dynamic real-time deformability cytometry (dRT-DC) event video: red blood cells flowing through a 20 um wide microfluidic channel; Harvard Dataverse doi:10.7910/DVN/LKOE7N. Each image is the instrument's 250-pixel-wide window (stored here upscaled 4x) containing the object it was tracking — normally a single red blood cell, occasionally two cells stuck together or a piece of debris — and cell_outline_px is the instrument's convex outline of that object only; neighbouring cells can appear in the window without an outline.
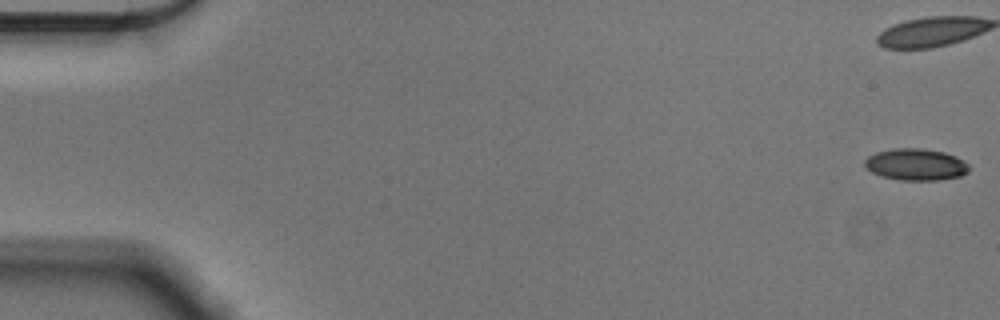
{"species": "Egyptian fruit bat (a non-hibernating species)", "species_latin": "Rousettus aegyptiacus", "temperature_condition": "cold", "stored_images_in_passage": 57, "camera_frame_rate_fps": 3000, "um_per_image_px": 0.085, "animal": {"sex": "male"}, "frame": {"image": 1, "passage_image": 1, "time_ms": 0.0, "image_size_px": [1000, 320], "cell_outline_px": [[972, 168], [968, 172], [960, 176], [940, 180], [900, 180], [880, 176], [872, 172], [864, 164], [864, 160], [868, 156], [876, 152], [892, 148], [924, 148], [944, 152], [956, 156], [964, 160]], "centroid_in_image_um": [77.87, 13.98], "position_along_channel_um": 7.1, "area_um2": 19.54}, "authors_computed_cell_mechanics": {"area_um2": 19.941, "velocity_mm_per_s": 3.5922, "shape_relaxation_time_tau1_ms": 5.4864, "shape_relaxation_time_tau2_ms": 2.7433, "deformation_change_tau1": 0.1466, "deformation_change_tau2": 0.0823}}